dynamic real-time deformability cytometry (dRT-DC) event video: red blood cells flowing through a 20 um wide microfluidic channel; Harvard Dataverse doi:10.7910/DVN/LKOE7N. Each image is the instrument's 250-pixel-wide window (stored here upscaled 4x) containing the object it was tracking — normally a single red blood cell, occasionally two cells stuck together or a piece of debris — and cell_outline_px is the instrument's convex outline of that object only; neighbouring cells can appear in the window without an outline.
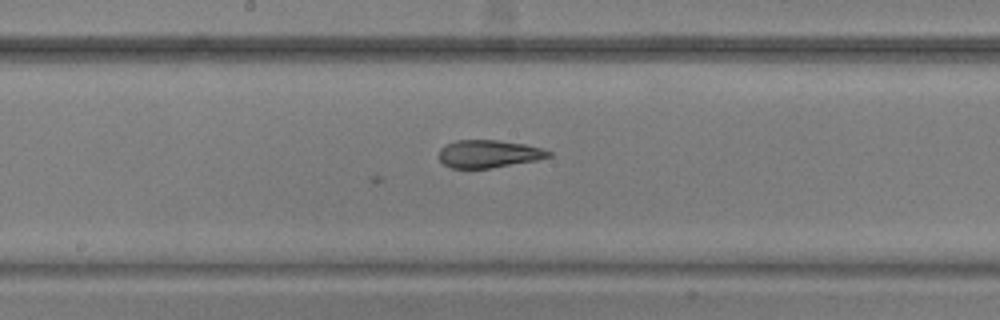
{"species": "common noctule bat (a hibernating species)", "species_latin": "Nyctalus noctula", "temperature_condition": "warm", "stored_images_in_passage": 44, "camera_frame_rate_fps": 3000, "um_per_image_px": 0.085, "animal": {"sex": "male", "body_mass_g": 20.5, "forearm_length_mm": 52.5}, "frame": {"image": 1, "passage_image": 18, "time_ms": 5.667, "image_size_px": [1000, 320], "cell_outline_px": [[552, 156], [536, 160], [488, 168], [452, 168], [444, 164], [440, 160], [440, 148], [444, 144], [456, 140], [500, 140], [524, 144], [540, 148], [552, 152]], "centroid_in_image_um": [41.52, 13.06], "position_along_channel_um": 206.7, "area_um2": 17.57}}
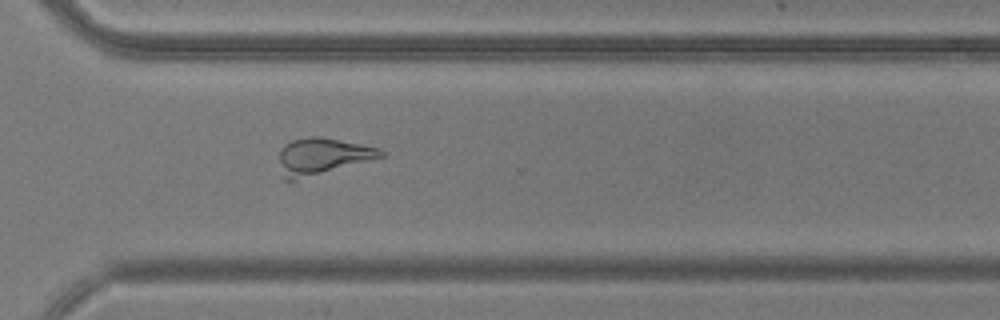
{"frame": {"image": 2, "passage_image": 29, "time_ms": 9.333, "image_size_px": [1000, 320], "cell_outline_px": [[384, 156], [296, 180], [284, 180], [280, 160], [280, 148], [284, 144], [292, 140], [308, 136], [320, 136], [360, 144], [376, 148], [384, 152]], "centroid_in_image_um": [27.34, 13.27], "position_along_channel_um": 343.3, "area_um2": 21.15}}
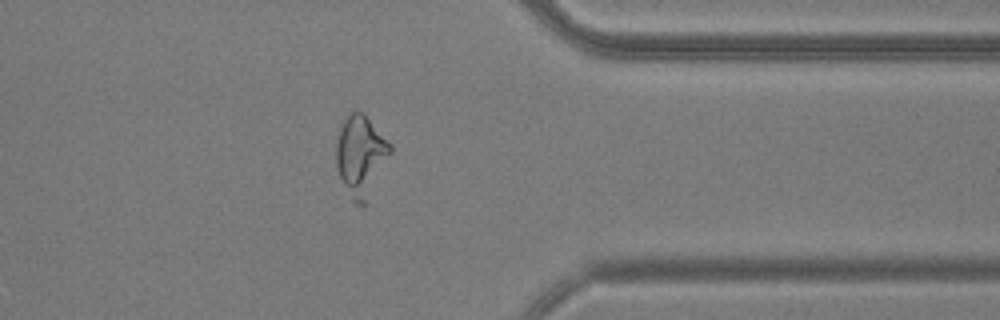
{"frame": {"image": 3, "passage_image": 33, "time_ms": 10.667, "image_size_px": [1000, 320], "cell_outline_px": [[392, 152], [364, 208], [360, 208], [352, 200], [340, 176], [336, 164], [336, 144], [340, 128], [344, 120], [352, 112], [364, 112], [392, 144]], "centroid_in_image_um": [30.7, 13.26], "position_along_channel_um": 380.7, "area_um2": 25.61}}